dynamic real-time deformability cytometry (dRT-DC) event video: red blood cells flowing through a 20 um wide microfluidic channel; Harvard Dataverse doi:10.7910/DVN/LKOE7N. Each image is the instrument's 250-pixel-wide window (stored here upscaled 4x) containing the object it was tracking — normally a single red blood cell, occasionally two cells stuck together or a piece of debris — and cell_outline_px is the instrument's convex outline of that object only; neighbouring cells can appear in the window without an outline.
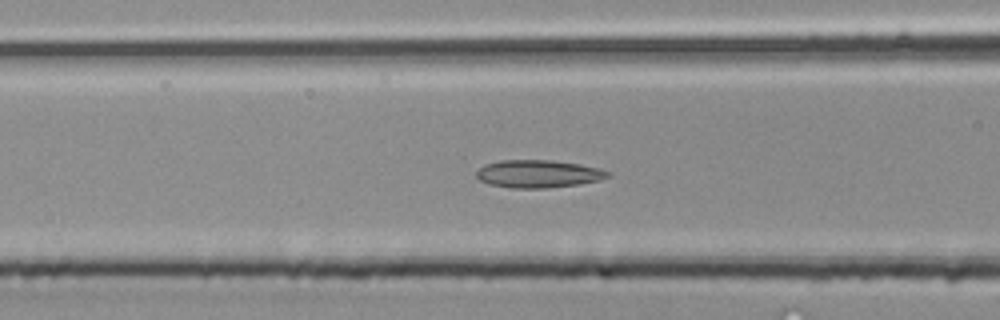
{"species": "common noctule bat (a hibernating species)", "species_latin": "Nyctalus noctula", "temperature_condition": "room temperature", "stored_images_in_passage": 43, "camera_frame_rate_fps": 3000, "um_per_image_px": 0.085, "animal": {"sex": "male", "body_mass_g": 20.4}, "frame": {"image": 1, "passage_image": 17, "time_ms": 5.333, "image_size_px": [1000, 320], "cell_outline_px": [[612, 172], [608, 176], [600, 180], [580, 184], [548, 188], [512, 188], [488, 184], [480, 180], [476, 176], [476, 172], [484, 164], [500, 160], [552, 160], [580, 164]], "centroid_in_image_um": [45.73, 14.78], "position_along_channel_um": 120.9, "area_um2": 21.27}}
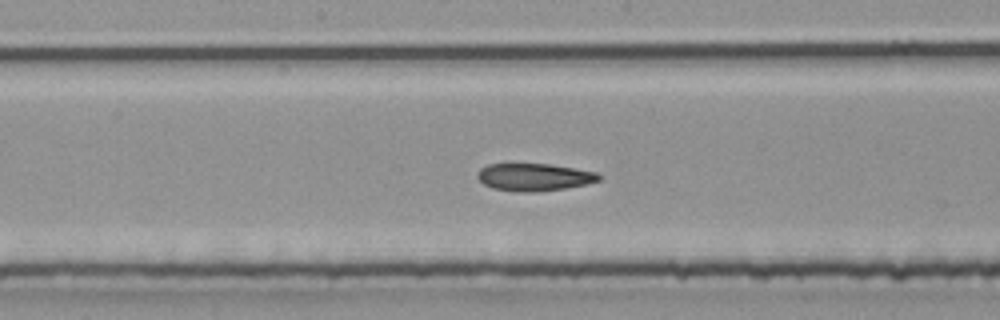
{"frame": {"image": 2, "passage_image": 22, "time_ms": 7.0, "image_size_px": [1000, 320], "cell_outline_px": [[600, 180], [588, 184], [564, 188], [536, 192], [516, 192], [492, 188], [484, 184], [476, 176], [480, 168], [488, 164], [548, 164], [596, 172], [600, 176]], "centroid_in_image_um": [45.38, 15.06], "position_along_channel_um": 202.8, "area_um2": 19.36}}
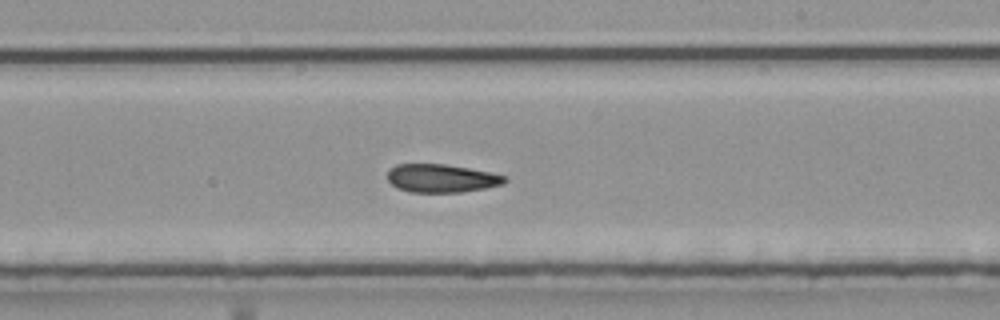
{"frame": {"image": 3, "passage_image": 25, "time_ms": 8.0, "image_size_px": [1000, 320], "cell_outline_px": [[508, 180], [504, 184], [464, 192], [408, 192], [396, 188], [388, 180], [388, 168], [396, 164], [444, 164], [492, 172], [504, 176]], "centroid_in_image_um": [37.51, 15.15], "position_along_channel_um": 251.5, "area_um2": 19.42}}